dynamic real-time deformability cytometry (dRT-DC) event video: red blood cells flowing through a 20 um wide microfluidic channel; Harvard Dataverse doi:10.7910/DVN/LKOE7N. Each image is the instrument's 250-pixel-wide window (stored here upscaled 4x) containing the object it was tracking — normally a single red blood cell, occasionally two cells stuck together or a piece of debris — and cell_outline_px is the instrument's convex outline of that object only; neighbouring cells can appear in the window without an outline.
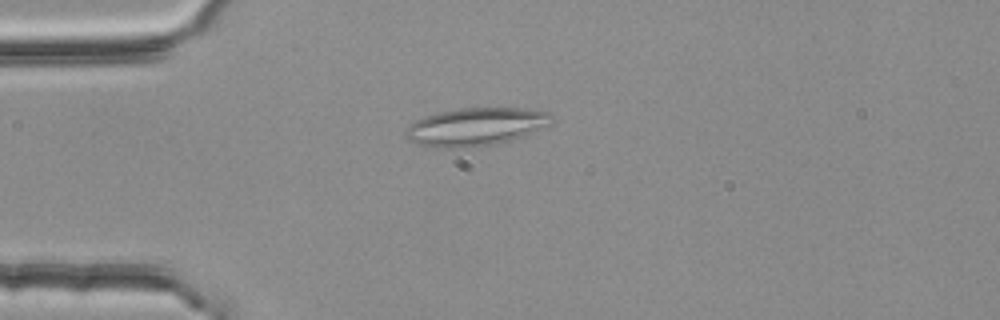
{"species": "common noctule bat (a hibernating species)", "species_latin": "Nyctalus noctula", "temperature_condition": "room temperature", "stored_images_in_passage": 3, "camera_frame_rate_fps": 3000, "um_per_image_px": 0.085, "animal": {"sex": "female", "body_mass_g": 25.1}, "frame": {"image": 1, "passage_image": 3, "time_ms": 0.667, "image_size_px": [1000, 320], "cell_outline_px": [[552, 124], [524, 136], [496, 144], [468, 148], [440, 148], [416, 144], [408, 140], [404, 136], [404, 132], [408, 124], [424, 116], [440, 112], [460, 108], [520, 108], [548, 112], [552, 116]], "centroid_in_image_um": [40.4, 10.79], "position_along_channel_um": 44.6, "area_um2": 32.6}}